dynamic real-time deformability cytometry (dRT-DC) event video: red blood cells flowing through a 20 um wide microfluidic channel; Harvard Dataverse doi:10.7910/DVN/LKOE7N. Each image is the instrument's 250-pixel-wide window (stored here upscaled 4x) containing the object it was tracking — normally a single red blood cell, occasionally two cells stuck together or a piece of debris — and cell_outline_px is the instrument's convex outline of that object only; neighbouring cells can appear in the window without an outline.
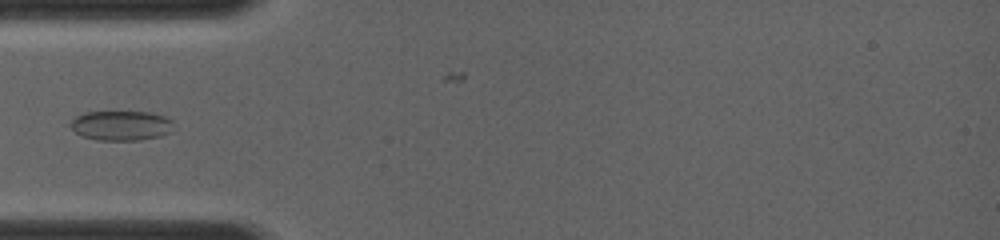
{"species": "common noctule bat (a hibernating species)", "species_latin": "Nyctalus noctula", "temperature_condition": "room temperature", "stored_images_in_passage": 2, "camera_frame_rate_fps": 4000, "um_per_image_px": 0.085, "animal": {"sex": "female", "body_mass_g": 19.0, "forearm_length_mm": 56.7}, "frame": {"image": 1, "passage_image": 2, "time_ms": 1.25, "image_size_px": [1000, 240], "cell_outline_px": [[172, 120], [168, 132], [160, 136], [140, 140], [96, 140], [80, 136], [68, 124], [76, 116], [84, 112], [152, 112], [164, 116]], "centroid_in_image_um": [10.23, 10.67], "position_along_channel_um": 74.8, "area_um2": 17.8}}